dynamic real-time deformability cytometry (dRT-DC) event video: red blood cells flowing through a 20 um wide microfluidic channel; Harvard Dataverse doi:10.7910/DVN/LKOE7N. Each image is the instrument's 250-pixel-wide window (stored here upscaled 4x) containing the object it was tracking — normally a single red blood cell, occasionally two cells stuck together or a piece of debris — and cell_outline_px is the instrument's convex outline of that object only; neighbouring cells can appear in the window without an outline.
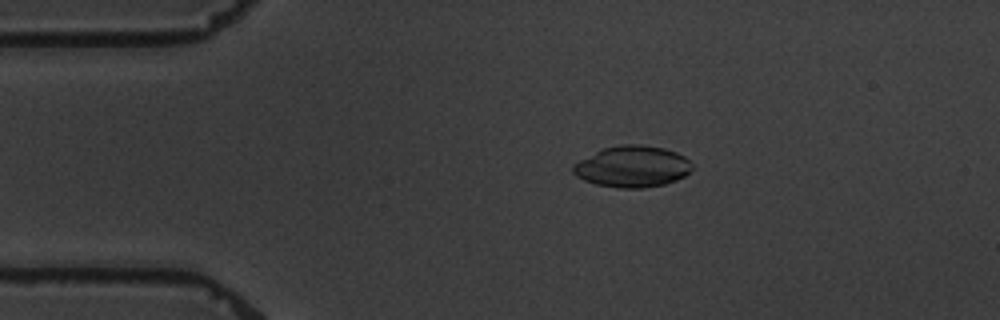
{"species": "common noctule bat (a hibernating species)", "species_latin": "Nyctalus noctula", "temperature_condition": "warm", "stored_images_in_passage": 4, "camera_frame_rate_fps": 3000, "um_per_image_px": 0.085, "animal": {"sex": "male", "body_mass_g": 19.5, "forearm_length_mm": 54.6}, "frame": {"image": 1, "passage_image": 1, "time_ms": 0.0, "image_size_px": [1000, 320], "cell_outline_px": [[692, 168], [684, 176], [676, 180], [664, 184], [644, 188], [620, 188], [596, 184], [584, 180], [576, 176], [572, 172], [572, 164], [604, 148], [624, 144], [640, 144], [664, 148], [676, 152], [684, 156], [692, 164]], "centroid_in_image_um": [53.74, 14.16], "position_along_channel_um": 31.3, "area_um2": 28.55}}
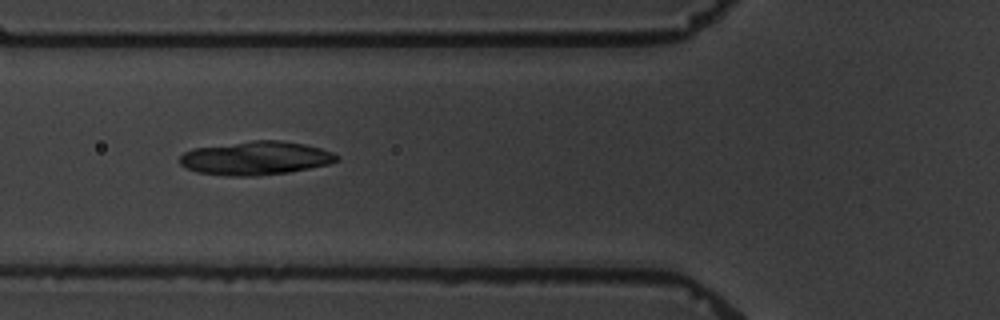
{"frame": {"image": 2, "passage_image": 4, "time_ms": 3.333, "image_size_px": [1000, 320], "cell_outline_px": [[340, 160], [328, 164], [288, 172], [256, 176], [228, 176], [196, 172], [180, 164], [180, 156], [184, 152], [192, 148], [252, 140], [280, 140], [304, 144], [320, 148], [332, 152], [340, 156]], "centroid_in_image_um": [21.72, 13.43], "position_along_channel_um": 104.1, "area_um2": 30.81}}